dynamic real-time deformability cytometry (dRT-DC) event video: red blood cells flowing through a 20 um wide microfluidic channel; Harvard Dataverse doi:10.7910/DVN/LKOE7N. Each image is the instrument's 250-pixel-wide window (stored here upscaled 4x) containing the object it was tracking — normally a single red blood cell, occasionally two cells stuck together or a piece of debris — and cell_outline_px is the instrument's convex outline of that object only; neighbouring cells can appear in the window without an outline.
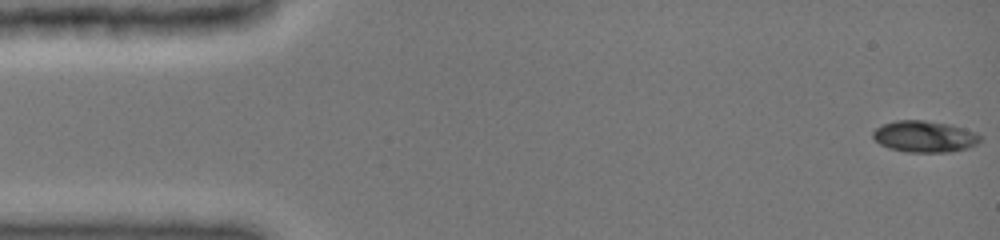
{"species": "common noctule bat (a hibernating species)", "species_latin": "Nyctalus noctula", "temperature_condition": "cold", "stored_images_in_passage": 46, "camera_frame_rate_fps": 3000, "um_per_image_px": 0.085, "animal": {"sex": "female", "body_mass_g": 19.0, "forearm_length_mm": 51.5}, "frame": {"image": 1, "passage_image": 1, "time_ms": 0.0, "image_size_px": [1000, 240], "cell_outline_px": [[980, 140], [976, 144], [968, 148], [952, 152], [908, 152], [888, 148], [880, 144], [872, 136], [872, 132], [876, 128], [884, 124], [896, 120], [924, 120], [952, 124], [976, 132], [980, 136]], "centroid_in_image_um": [78.6, 11.6], "position_along_channel_um": 6.4, "area_um2": 19.77}}
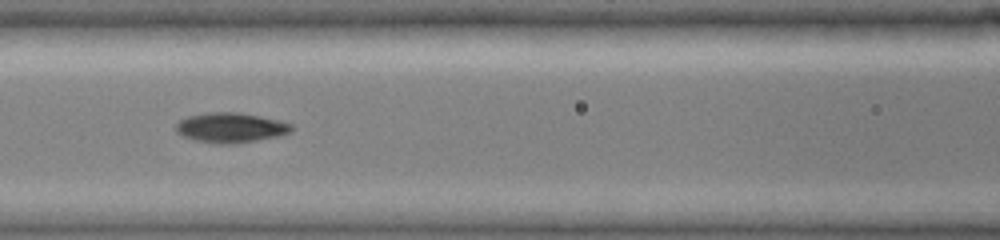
{"frame": {"image": 2, "passage_image": 20, "time_ms": 6.667, "image_size_px": [1000, 240], "cell_outline_px": [[292, 132], [280, 136], [232, 144], [216, 144], [192, 140], [176, 132], [176, 124], [180, 120], [188, 116], [208, 112], [236, 112], [260, 116], [280, 120], [292, 124]], "centroid_in_image_um": [19.61, 10.85], "position_along_channel_um": 147.0, "area_um2": 20.29}}
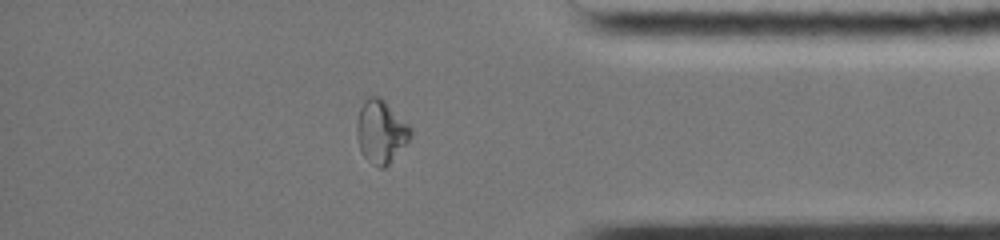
{"frame": {"image": 3, "passage_image": 40, "time_ms": 13.333, "image_size_px": [1000, 240], "cell_outline_px": [[412, 136], [388, 164], [384, 168], [380, 168], [372, 164], [364, 156], [360, 148], [356, 136], [356, 124], [360, 108], [364, 100], [368, 96], [380, 96], [412, 128]], "centroid_in_image_um": [32.36, 11.17], "position_along_channel_um": 402.8, "area_um2": 19.59}, "authors_computed_cell_mechanics": {"area_um2": 19.4497, "velocity_mm_per_s": 3.9806, "shape_relaxation_time_tau1_ms": null, "shape_relaxation_time_tau2_ms": 1.7916, "deformation_change_tau1": null, "deformation_change_tau2": 0.0482}}